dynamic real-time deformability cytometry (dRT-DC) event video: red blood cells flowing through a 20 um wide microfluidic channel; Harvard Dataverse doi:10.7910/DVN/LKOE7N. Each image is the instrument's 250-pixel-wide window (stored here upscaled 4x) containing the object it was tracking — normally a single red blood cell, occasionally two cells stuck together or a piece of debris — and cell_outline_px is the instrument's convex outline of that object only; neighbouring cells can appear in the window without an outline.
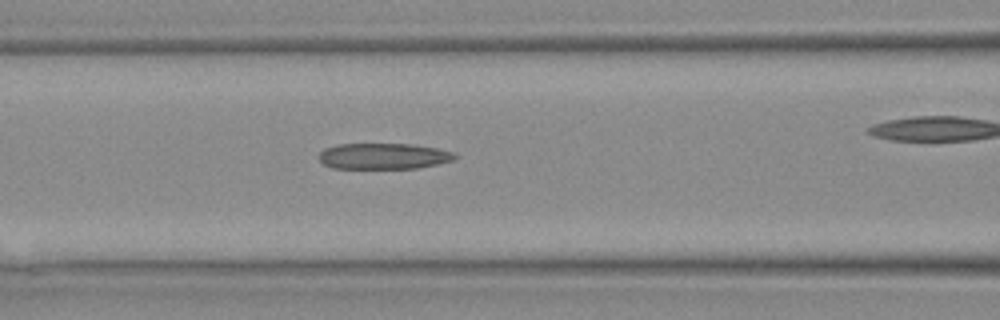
{"species": "Egyptian fruit bat (a non-hibernating species)", "species_latin": "Rousettus aegyptiacus", "temperature_condition": "warm", "stored_images_in_passage": 10, "camera_frame_rate_fps": 3000, "um_per_image_px": 0.085, "animal": {"sex": "female"}, "frame": {"image": 1, "passage_image": 7, "time_ms": 2.0, "image_size_px": [1000, 320], "cell_outline_px": [[456, 156], [452, 160], [436, 164], [416, 168], [332, 168], [324, 164], [320, 160], [320, 152], [324, 148], [340, 144], [412, 144], [436, 148], [452, 152]], "centroid_in_image_um": [32.56, 13.27], "position_along_channel_um": 134.0, "area_um2": 20.29}}